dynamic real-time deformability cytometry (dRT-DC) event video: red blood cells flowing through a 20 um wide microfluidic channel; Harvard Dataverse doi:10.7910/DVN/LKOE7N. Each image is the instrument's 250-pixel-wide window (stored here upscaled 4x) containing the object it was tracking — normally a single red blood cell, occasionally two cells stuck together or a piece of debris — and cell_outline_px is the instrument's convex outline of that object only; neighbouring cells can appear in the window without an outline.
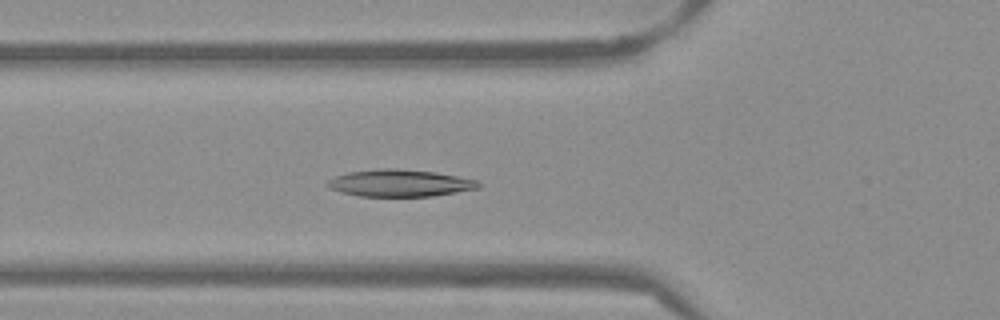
{"species": "Egyptian fruit bat (a non-hibernating species)", "species_latin": "Rousettus aegyptiacus", "temperature_condition": "warm", "stored_images_in_passage": 53, "camera_frame_rate_fps": 3000, "um_per_image_px": 0.085, "frame": {"image": 1, "passage_image": 19, "time_ms": 6.0, "image_size_px": [1000, 320], "cell_outline_px": [[480, 188], [432, 196], [360, 196], [340, 192], [328, 188], [324, 184], [328, 180], [336, 176], [348, 172], [380, 168], [396, 168], [436, 172], [476, 180], [480, 184]], "centroid_in_image_um": [33.94, 15.56], "position_along_channel_um": 91.9, "area_um2": 23.81}}
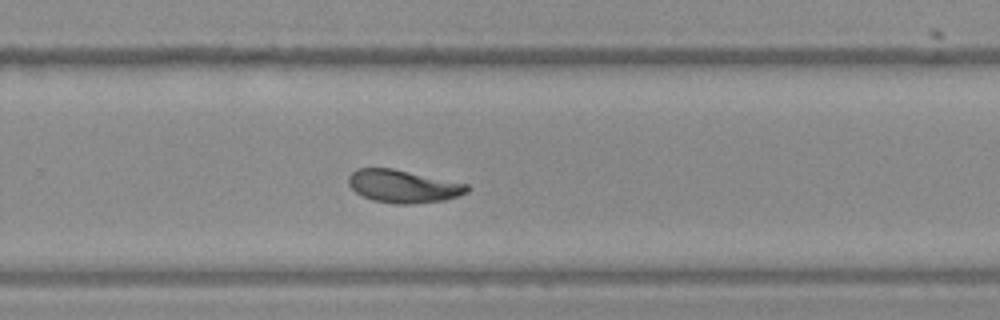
{"frame": {"image": 2, "passage_image": 35, "time_ms": 11.333, "image_size_px": [1000, 320], "cell_outline_px": [[472, 188], [468, 192], [444, 200], [408, 204], [396, 204], [372, 200], [356, 192], [348, 184], [348, 176], [356, 168], [392, 168], [468, 184]], "centroid_in_image_um": [34.27, 15.83], "position_along_channel_um": 295.5, "area_um2": 22.6}}
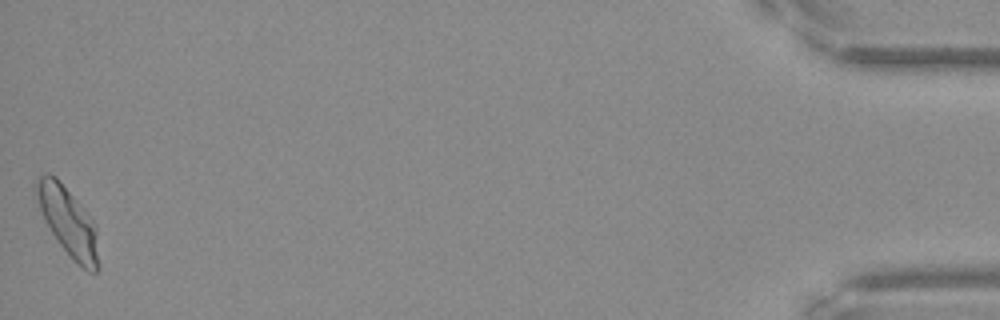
{"frame": {"image": 3, "passage_image": 53, "time_ms": 17.333, "image_size_px": [1000, 320], "cell_outline_px": [[96, 272], [88, 272], [72, 260], [60, 244], [44, 220], [36, 200], [32, 188], [32, 184], [36, 176], [44, 172], [48, 172], [56, 176], [96, 224]], "centroid_in_image_um": [5.68, 18.72], "position_along_channel_um": 429.5, "area_um2": 24.8}, "authors_computed_cell_mechanics": {"area_um2": 22.9466, "velocity_mm_per_s": 3.8107, "shape_relaxation_time_tau1_ms": 4.9173, "shape_relaxation_time_tau2_ms": 2.6503, "deformation_change_tau1": 0.1675, "deformation_change_tau2": 0.0758}}